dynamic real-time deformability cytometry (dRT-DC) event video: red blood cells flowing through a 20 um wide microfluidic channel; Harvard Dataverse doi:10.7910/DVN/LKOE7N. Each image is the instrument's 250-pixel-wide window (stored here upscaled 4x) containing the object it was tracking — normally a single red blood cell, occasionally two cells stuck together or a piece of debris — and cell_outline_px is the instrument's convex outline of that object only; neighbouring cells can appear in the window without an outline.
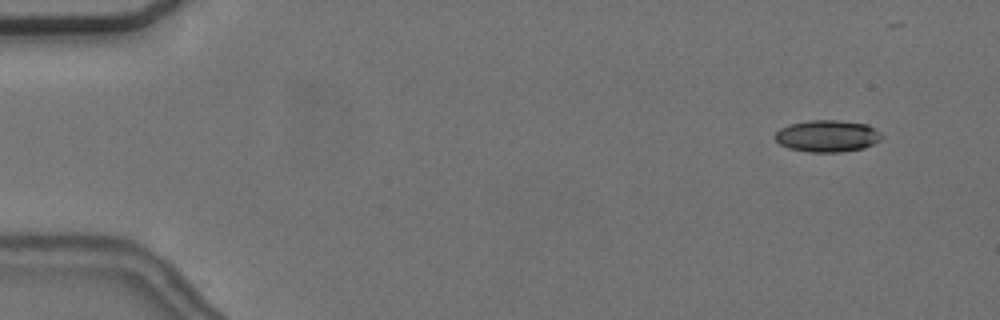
{"species": "common noctule bat (a hibernating species)", "species_latin": "Nyctalus noctula", "temperature_condition": "cold", "stored_images_in_passage": 4, "camera_frame_rate_fps": 3000, "um_per_image_px": 0.085, "animal": {"sex": "female", "body_mass_g": 24.6, "forearm_length_mm": 56.2}, "frame": {"image": 1, "passage_image": 1, "time_ms": 0.0, "image_size_px": [1000, 320], "cell_outline_px": [[884, 136], [880, 140], [864, 148], [840, 152], [808, 152], [788, 148], [780, 144], [772, 136], [780, 128], [788, 124], [808, 120], [840, 120], [868, 124], [876, 128]], "centroid_in_image_um": [70.32, 11.55], "position_along_channel_um": 14.7, "area_um2": 20.11}}
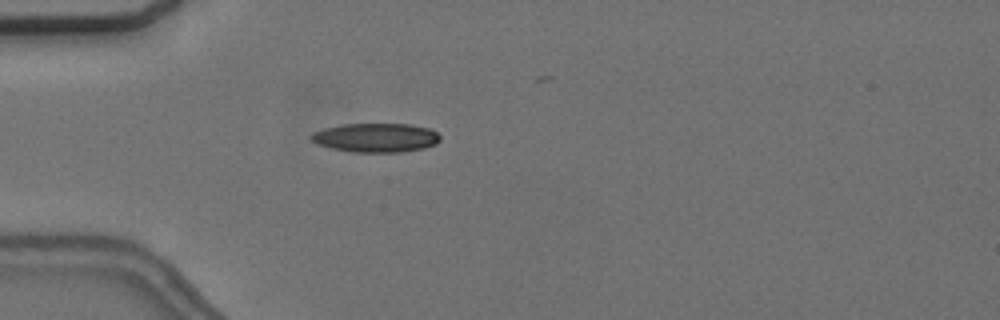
{"frame": {"image": 2, "passage_image": 4, "time_ms": 4.0, "image_size_px": [1000, 320], "cell_outline_px": [[440, 140], [436, 144], [424, 148], [400, 152], [352, 152], [332, 148], [316, 144], [308, 136], [312, 132], [324, 128], [344, 124], [412, 124], [428, 128], [436, 132], [440, 136]], "centroid_in_image_um": [31.93, 11.7], "position_along_channel_um": 53.1, "area_um2": 21.91}}